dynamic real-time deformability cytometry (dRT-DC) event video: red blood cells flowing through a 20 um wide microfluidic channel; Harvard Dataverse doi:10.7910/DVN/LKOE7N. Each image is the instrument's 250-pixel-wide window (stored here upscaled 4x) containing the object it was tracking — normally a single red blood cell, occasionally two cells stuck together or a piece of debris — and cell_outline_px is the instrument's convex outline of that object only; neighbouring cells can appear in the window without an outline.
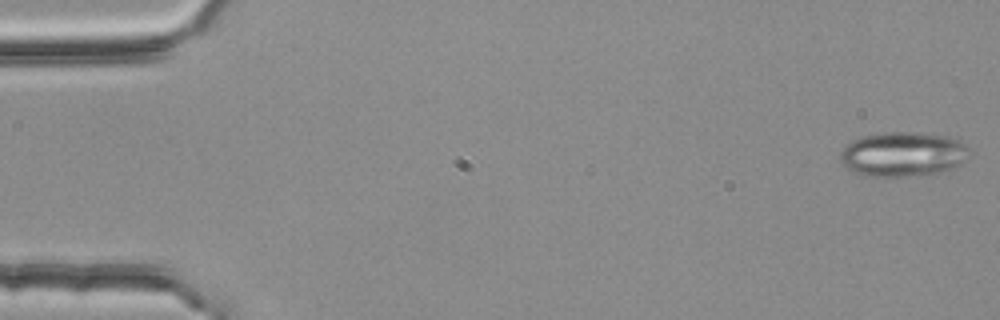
{"species": "common noctule bat (a hibernating species)", "species_latin": "Nyctalus noctula", "temperature_condition": "room temperature", "stored_images_in_passage": 54, "camera_frame_rate_fps": 3000, "um_per_image_px": 0.085, "animal": {"sex": "female", "body_mass_g": 25.1}, "frame": {"image": 1, "passage_image": 1, "time_ms": 0.0, "image_size_px": [1000, 320], "cell_outline_px": [[968, 148], [964, 160], [960, 164], [944, 172], [904, 176], [864, 176], [848, 168], [840, 160], [840, 152], [844, 144], [860, 136], [884, 132], [908, 132], [948, 136], [964, 144]], "centroid_in_image_um": [76.69, 13.1], "position_along_channel_um": 8.3, "area_um2": 33.35}}
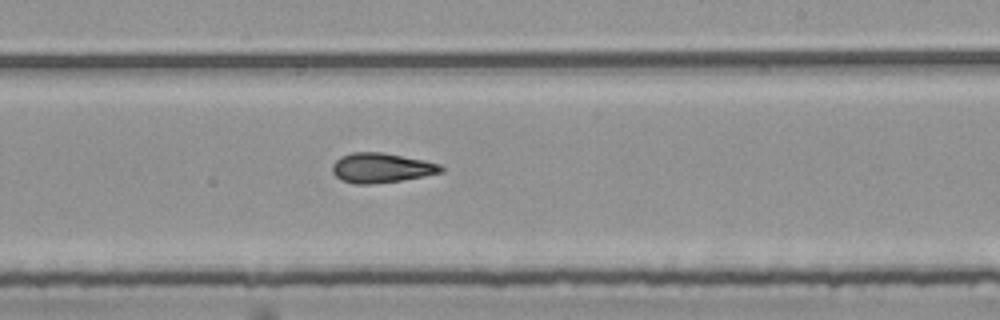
{"frame": {"image": 2, "passage_image": 32, "time_ms": 10.333, "image_size_px": [1000, 320], "cell_outline_px": [[444, 172], [424, 176], [400, 180], [368, 184], [356, 184], [340, 180], [332, 172], [332, 164], [340, 156], [352, 152], [380, 152], [424, 160], [440, 164], [444, 168]], "centroid_in_image_um": [32.4, 14.26], "position_along_channel_um": 256.6, "area_um2": 18.79}}
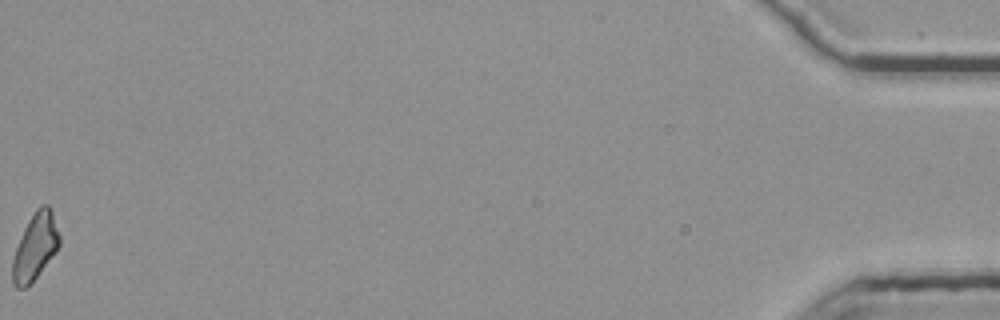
{"frame": {"image": 3, "passage_image": 54, "time_ms": 17.667, "image_size_px": [1000, 320], "cell_outline_px": [[60, 244], [56, 252], [36, 276], [24, 288], [16, 288], [12, 284], [12, 260], [16, 248], [24, 228], [28, 220], [36, 208], [40, 204], [48, 204], [52, 212], [60, 236]], "centroid_in_image_um": [2.99, 20.94], "position_along_channel_um": 432.2, "area_um2": 18.03}, "authors_computed_cell_mechanics": {"area_um2": 18.6116, "velocity_mm_per_s": 3.819, "shape_relaxation_time_tau1_ms": null, "shape_relaxation_time_tau2_ms": 2.1171, "deformation_change_tau1": null, "deformation_change_tau2": 0.1077}}